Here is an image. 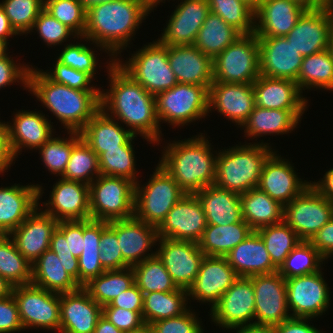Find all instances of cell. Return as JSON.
<instances>
[{
    "instance_id": "6da1fadb",
    "label": "cell",
    "mask_w": 333,
    "mask_h": 333,
    "mask_svg": "<svg viewBox=\"0 0 333 333\" xmlns=\"http://www.w3.org/2000/svg\"><path fill=\"white\" fill-rule=\"evenodd\" d=\"M106 67L110 89L100 91L101 109L128 126L133 135L139 134L149 144H159L162 132L155 96L128 75L115 59H111Z\"/></svg>"
},
{
    "instance_id": "7a4b0ae2",
    "label": "cell",
    "mask_w": 333,
    "mask_h": 333,
    "mask_svg": "<svg viewBox=\"0 0 333 333\" xmlns=\"http://www.w3.org/2000/svg\"><path fill=\"white\" fill-rule=\"evenodd\" d=\"M151 11L145 0H113L92 5L87 9L86 28L80 41L96 44L95 47H100V51L105 49L116 60Z\"/></svg>"
},
{
    "instance_id": "3957f363",
    "label": "cell",
    "mask_w": 333,
    "mask_h": 333,
    "mask_svg": "<svg viewBox=\"0 0 333 333\" xmlns=\"http://www.w3.org/2000/svg\"><path fill=\"white\" fill-rule=\"evenodd\" d=\"M32 67L28 74V91L72 132H80L101 109V90H77L50 80L43 70Z\"/></svg>"
},
{
    "instance_id": "277c9868",
    "label": "cell",
    "mask_w": 333,
    "mask_h": 333,
    "mask_svg": "<svg viewBox=\"0 0 333 333\" xmlns=\"http://www.w3.org/2000/svg\"><path fill=\"white\" fill-rule=\"evenodd\" d=\"M202 134L167 143L158 163L186 194L214 185L216 179L217 152L214 156L211 143Z\"/></svg>"
},
{
    "instance_id": "5b68a950",
    "label": "cell",
    "mask_w": 333,
    "mask_h": 333,
    "mask_svg": "<svg viewBox=\"0 0 333 333\" xmlns=\"http://www.w3.org/2000/svg\"><path fill=\"white\" fill-rule=\"evenodd\" d=\"M218 151L214 185L244 194L259 184L264 162L273 152L270 143H247Z\"/></svg>"
},
{
    "instance_id": "8992f818",
    "label": "cell",
    "mask_w": 333,
    "mask_h": 333,
    "mask_svg": "<svg viewBox=\"0 0 333 333\" xmlns=\"http://www.w3.org/2000/svg\"><path fill=\"white\" fill-rule=\"evenodd\" d=\"M139 182L135 183L134 217L158 227L186 193L159 164L145 185Z\"/></svg>"
},
{
    "instance_id": "52a82bcc",
    "label": "cell",
    "mask_w": 333,
    "mask_h": 333,
    "mask_svg": "<svg viewBox=\"0 0 333 333\" xmlns=\"http://www.w3.org/2000/svg\"><path fill=\"white\" fill-rule=\"evenodd\" d=\"M128 59L125 63L120 58L115 61L154 96L178 83L169 64L168 45H163L158 40L144 45Z\"/></svg>"
},
{
    "instance_id": "ba28073f",
    "label": "cell",
    "mask_w": 333,
    "mask_h": 333,
    "mask_svg": "<svg viewBox=\"0 0 333 333\" xmlns=\"http://www.w3.org/2000/svg\"><path fill=\"white\" fill-rule=\"evenodd\" d=\"M90 219L110 222L134 217L135 182L99 175L89 185Z\"/></svg>"
},
{
    "instance_id": "9c48e42d",
    "label": "cell",
    "mask_w": 333,
    "mask_h": 333,
    "mask_svg": "<svg viewBox=\"0 0 333 333\" xmlns=\"http://www.w3.org/2000/svg\"><path fill=\"white\" fill-rule=\"evenodd\" d=\"M260 76L255 33L242 34L213 59V82L253 83Z\"/></svg>"
},
{
    "instance_id": "30bf717a",
    "label": "cell",
    "mask_w": 333,
    "mask_h": 333,
    "mask_svg": "<svg viewBox=\"0 0 333 333\" xmlns=\"http://www.w3.org/2000/svg\"><path fill=\"white\" fill-rule=\"evenodd\" d=\"M208 97L205 86L177 83L155 96L158 120L174 127L198 121L209 113Z\"/></svg>"
},
{
    "instance_id": "8fae6325",
    "label": "cell",
    "mask_w": 333,
    "mask_h": 333,
    "mask_svg": "<svg viewBox=\"0 0 333 333\" xmlns=\"http://www.w3.org/2000/svg\"><path fill=\"white\" fill-rule=\"evenodd\" d=\"M332 217L333 202L312 184L284 206L283 220L302 241H310Z\"/></svg>"
},
{
    "instance_id": "7c38bea8",
    "label": "cell",
    "mask_w": 333,
    "mask_h": 333,
    "mask_svg": "<svg viewBox=\"0 0 333 333\" xmlns=\"http://www.w3.org/2000/svg\"><path fill=\"white\" fill-rule=\"evenodd\" d=\"M12 295L16 301L24 330L41 328L59 331L60 294L47 291L32 283L13 287Z\"/></svg>"
},
{
    "instance_id": "4fadbf2b",
    "label": "cell",
    "mask_w": 333,
    "mask_h": 333,
    "mask_svg": "<svg viewBox=\"0 0 333 333\" xmlns=\"http://www.w3.org/2000/svg\"><path fill=\"white\" fill-rule=\"evenodd\" d=\"M322 270L286 279L287 301L293 318L322 316L330 306V291Z\"/></svg>"
},
{
    "instance_id": "5bb4252c",
    "label": "cell",
    "mask_w": 333,
    "mask_h": 333,
    "mask_svg": "<svg viewBox=\"0 0 333 333\" xmlns=\"http://www.w3.org/2000/svg\"><path fill=\"white\" fill-rule=\"evenodd\" d=\"M210 310L212 322L219 328L236 330L254 324L255 298L252 280L249 277H239Z\"/></svg>"
},
{
    "instance_id": "9a60e30c",
    "label": "cell",
    "mask_w": 333,
    "mask_h": 333,
    "mask_svg": "<svg viewBox=\"0 0 333 333\" xmlns=\"http://www.w3.org/2000/svg\"><path fill=\"white\" fill-rule=\"evenodd\" d=\"M249 278L254 288L255 324L276 326L291 318L284 276L277 271Z\"/></svg>"
},
{
    "instance_id": "2e32d148",
    "label": "cell",
    "mask_w": 333,
    "mask_h": 333,
    "mask_svg": "<svg viewBox=\"0 0 333 333\" xmlns=\"http://www.w3.org/2000/svg\"><path fill=\"white\" fill-rule=\"evenodd\" d=\"M156 255L178 288L188 290L194 283L205 257L198 243L158 238Z\"/></svg>"
},
{
    "instance_id": "e0dca14e",
    "label": "cell",
    "mask_w": 333,
    "mask_h": 333,
    "mask_svg": "<svg viewBox=\"0 0 333 333\" xmlns=\"http://www.w3.org/2000/svg\"><path fill=\"white\" fill-rule=\"evenodd\" d=\"M206 216L195 194H186L168 212L157 227L158 238L198 243L205 228Z\"/></svg>"
},
{
    "instance_id": "ac0fdd59",
    "label": "cell",
    "mask_w": 333,
    "mask_h": 333,
    "mask_svg": "<svg viewBox=\"0 0 333 333\" xmlns=\"http://www.w3.org/2000/svg\"><path fill=\"white\" fill-rule=\"evenodd\" d=\"M14 115L13 124L5 122L6 144L12 161L16 160L23 148L37 150L55 136L51 121L40 110H19Z\"/></svg>"
},
{
    "instance_id": "d6986e66",
    "label": "cell",
    "mask_w": 333,
    "mask_h": 333,
    "mask_svg": "<svg viewBox=\"0 0 333 333\" xmlns=\"http://www.w3.org/2000/svg\"><path fill=\"white\" fill-rule=\"evenodd\" d=\"M332 24L333 12L324 6L305 10L285 37L301 56H309L328 49Z\"/></svg>"
},
{
    "instance_id": "ffe728a7",
    "label": "cell",
    "mask_w": 333,
    "mask_h": 333,
    "mask_svg": "<svg viewBox=\"0 0 333 333\" xmlns=\"http://www.w3.org/2000/svg\"><path fill=\"white\" fill-rule=\"evenodd\" d=\"M276 152L273 151L264 162L257 187L285 206L302 193L311 181H302L290 161L282 159Z\"/></svg>"
},
{
    "instance_id": "44dd1931",
    "label": "cell",
    "mask_w": 333,
    "mask_h": 333,
    "mask_svg": "<svg viewBox=\"0 0 333 333\" xmlns=\"http://www.w3.org/2000/svg\"><path fill=\"white\" fill-rule=\"evenodd\" d=\"M260 75L297 81L303 56L286 37H258Z\"/></svg>"
},
{
    "instance_id": "7402d4cb",
    "label": "cell",
    "mask_w": 333,
    "mask_h": 333,
    "mask_svg": "<svg viewBox=\"0 0 333 333\" xmlns=\"http://www.w3.org/2000/svg\"><path fill=\"white\" fill-rule=\"evenodd\" d=\"M157 40L163 45H193L210 8L207 0H181Z\"/></svg>"
},
{
    "instance_id": "603a6c76",
    "label": "cell",
    "mask_w": 333,
    "mask_h": 333,
    "mask_svg": "<svg viewBox=\"0 0 333 333\" xmlns=\"http://www.w3.org/2000/svg\"><path fill=\"white\" fill-rule=\"evenodd\" d=\"M50 191V199L43 202V210L59 221L90 219L89 185L58 178ZM49 205V206H48Z\"/></svg>"
},
{
    "instance_id": "cb8c5ba5",
    "label": "cell",
    "mask_w": 333,
    "mask_h": 333,
    "mask_svg": "<svg viewBox=\"0 0 333 333\" xmlns=\"http://www.w3.org/2000/svg\"><path fill=\"white\" fill-rule=\"evenodd\" d=\"M238 278L225 257L205 256L194 283L187 290L188 297L204 304L209 302L212 308Z\"/></svg>"
},
{
    "instance_id": "d4e9b609",
    "label": "cell",
    "mask_w": 333,
    "mask_h": 333,
    "mask_svg": "<svg viewBox=\"0 0 333 333\" xmlns=\"http://www.w3.org/2000/svg\"><path fill=\"white\" fill-rule=\"evenodd\" d=\"M254 107L253 83L213 82L209 87V112L215 108L238 127L246 122Z\"/></svg>"
},
{
    "instance_id": "484cf974",
    "label": "cell",
    "mask_w": 333,
    "mask_h": 333,
    "mask_svg": "<svg viewBox=\"0 0 333 333\" xmlns=\"http://www.w3.org/2000/svg\"><path fill=\"white\" fill-rule=\"evenodd\" d=\"M108 226L117 234L123 259L131 267L156 255V251L151 252V247L156 246L158 240L157 227L136 217L113 220Z\"/></svg>"
},
{
    "instance_id": "4316f807",
    "label": "cell",
    "mask_w": 333,
    "mask_h": 333,
    "mask_svg": "<svg viewBox=\"0 0 333 333\" xmlns=\"http://www.w3.org/2000/svg\"><path fill=\"white\" fill-rule=\"evenodd\" d=\"M101 316L102 306L82 286L60 294V333H93Z\"/></svg>"
},
{
    "instance_id": "83f0119b",
    "label": "cell",
    "mask_w": 333,
    "mask_h": 333,
    "mask_svg": "<svg viewBox=\"0 0 333 333\" xmlns=\"http://www.w3.org/2000/svg\"><path fill=\"white\" fill-rule=\"evenodd\" d=\"M39 184H14L0 188V234L9 235L39 205L44 193Z\"/></svg>"
},
{
    "instance_id": "f1b7e54d",
    "label": "cell",
    "mask_w": 333,
    "mask_h": 333,
    "mask_svg": "<svg viewBox=\"0 0 333 333\" xmlns=\"http://www.w3.org/2000/svg\"><path fill=\"white\" fill-rule=\"evenodd\" d=\"M40 209L37 207L9 234L18 251L30 263H34L49 249L52 234L58 225L56 219Z\"/></svg>"
},
{
    "instance_id": "f546056e",
    "label": "cell",
    "mask_w": 333,
    "mask_h": 333,
    "mask_svg": "<svg viewBox=\"0 0 333 333\" xmlns=\"http://www.w3.org/2000/svg\"><path fill=\"white\" fill-rule=\"evenodd\" d=\"M168 60L178 83L205 86L213 83V59L194 45H168Z\"/></svg>"
},
{
    "instance_id": "4dcf8cb0",
    "label": "cell",
    "mask_w": 333,
    "mask_h": 333,
    "mask_svg": "<svg viewBox=\"0 0 333 333\" xmlns=\"http://www.w3.org/2000/svg\"><path fill=\"white\" fill-rule=\"evenodd\" d=\"M305 10L290 0H262L254 13V33L257 37H285Z\"/></svg>"
},
{
    "instance_id": "1f68e13d",
    "label": "cell",
    "mask_w": 333,
    "mask_h": 333,
    "mask_svg": "<svg viewBox=\"0 0 333 333\" xmlns=\"http://www.w3.org/2000/svg\"><path fill=\"white\" fill-rule=\"evenodd\" d=\"M255 106L265 109L306 110L308 100L297 82L260 75L253 82Z\"/></svg>"
},
{
    "instance_id": "d6a6232c",
    "label": "cell",
    "mask_w": 333,
    "mask_h": 333,
    "mask_svg": "<svg viewBox=\"0 0 333 333\" xmlns=\"http://www.w3.org/2000/svg\"><path fill=\"white\" fill-rule=\"evenodd\" d=\"M82 140L99 156L113 149H124L135 137L100 109L79 132Z\"/></svg>"
},
{
    "instance_id": "836d02e7",
    "label": "cell",
    "mask_w": 333,
    "mask_h": 333,
    "mask_svg": "<svg viewBox=\"0 0 333 333\" xmlns=\"http://www.w3.org/2000/svg\"><path fill=\"white\" fill-rule=\"evenodd\" d=\"M225 258L239 277L271 274L278 271L271 261L264 241L256 231L234 247Z\"/></svg>"
},
{
    "instance_id": "e575fe53",
    "label": "cell",
    "mask_w": 333,
    "mask_h": 333,
    "mask_svg": "<svg viewBox=\"0 0 333 333\" xmlns=\"http://www.w3.org/2000/svg\"><path fill=\"white\" fill-rule=\"evenodd\" d=\"M306 110L265 109L255 106L241 126L245 137L254 139L263 135H282L293 131ZM245 127V128H244ZM290 131V132H289Z\"/></svg>"
},
{
    "instance_id": "d590c367",
    "label": "cell",
    "mask_w": 333,
    "mask_h": 333,
    "mask_svg": "<svg viewBox=\"0 0 333 333\" xmlns=\"http://www.w3.org/2000/svg\"><path fill=\"white\" fill-rule=\"evenodd\" d=\"M195 195L202 205L207 225H230L242 220L239 194L210 185Z\"/></svg>"
},
{
    "instance_id": "8d00e7d4",
    "label": "cell",
    "mask_w": 333,
    "mask_h": 333,
    "mask_svg": "<svg viewBox=\"0 0 333 333\" xmlns=\"http://www.w3.org/2000/svg\"><path fill=\"white\" fill-rule=\"evenodd\" d=\"M49 249L56 253L65 271L79 283L78 258L83 250V220L59 221Z\"/></svg>"
},
{
    "instance_id": "74e56055",
    "label": "cell",
    "mask_w": 333,
    "mask_h": 333,
    "mask_svg": "<svg viewBox=\"0 0 333 333\" xmlns=\"http://www.w3.org/2000/svg\"><path fill=\"white\" fill-rule=\"evenodd\" d=\"M61 259L50 249L32 263L31 283L55 293H67L79 289V283L65 271Z\"/></svg>"
},
{
    "instance_id": "f35d334b",
    "label": "cell",
    "mask_w": 333,
    "mask_h": 333,
    "mask_svg": "<svg viewBox=\"0 0 333 333\" xmlns=\"http://www.w3.org/2000/svg\"><path fill=\"white\" fill-rule=\"evenodd\" d=\"M242 219L254 230L283 221L284 206L259 189L240 194Z\"/></svg>"
},
{
    "instance_id": "ab89813d",
    "label": "cell",
    "mask_w": 333,
    "mask_h": 333,
    "mask_svg": "<svg viewBox=\"0 0 333 333\" xmlns=\"http://www.w3.org/2000/svg\"><path fill=\"white\" fill-rule=\"evenodd\" d=\"M253 231L243 219L230 225H207L198 246L205 256L225 257Z\"/></svg>"
},
{
    "instance_id": "60d3db41",
    "label": "cell",
    "mask_w": 333,
    "mask_h": 333,
    "mask_svg": "<svg viewBox=\"0 0 333 333\" xmlns=\"http://www.w3.org/2000/svg\"><path fill=\"white\" fill-rule=\"evenodd\" d=\"M188 292L185 289L170 292H151L143 296L142 317L146 325L150 326L158 320L177 317L186 312Z\"/></svg>"
},
{
    "instance_id": "b9f144b4",
    "label": "cell",
    "mask_w": 333,
    "mask_h": 333,
    "mask_svg": "<svg viewBox=\"0 0 333 333\" xmlns=\"http://www.w3.org/2000/svg\"><path fill=\"white\" fill-rule=\"evenodd\" d=\"M242 34L210 11L198 31L194 46L214 59Z\"/></svg>"
},
{
    "instance_id": "7bdbcfd3",
    "label": "cell",
    "mask_w": 333,
    "mask_h": 333,
    "mask_svg": "<svg viewBox=\"0 0 333 333\" xmlns=\"http://www.w3.org/2000/svg\"><path fill=\"white\" fill-rule=\"evenodd\" d=\"M134 284V271L132 267H126L123 269L105 270L99 276L91 278L82 287L92 299L103 307Z\"/></svg>"
},
{
    "instance_id": "ee69618b",
    "label": "cell",
    "mask_w": 333,
    "mask_h": 333,
    "mask_svg": "<svg viewBox=\"0 0 333 333\" xmlns=\"http://www.w3.org/2000/svg\"><path fill=\"white\" fill-rule=\"evenodd\" d=\"M296 82L302 93L310 88L333 91V57L329 49L304 56Z\"/></svg>"
},
{
    "instance_id": "f6af8a7d",
    "label": "cell",
    "mask_w": 333,
    "mask_h": 333,
    "mask_svg": "<svg viewBox=\"0 0 333 333\" xmlns=\"http://www.w3.org/2000/svg\"><path fill=\"white\" fill-rule=\"evenodd\" d=\"M0 276L13 286L31 283L32 263L18 251L10 235L0 234Z\"/></svg>"
},
{
    "instance_id": "bcb514c9",
    "label": "cell",
    "mask_w": 333,
    "mask_h": 333,
    "mask_svg": "<svg viewBox=\"0 0 333 333\" xmlns=\"http://www.w3.org/2000/svg\"><path fill=\"white\" fill-rule=\"evenodd\" d=\"M256 232L264 241L271 261L278 269L289 253L302 241L284 220L261 227Z\"/></svg>"
},
{
    "instance_id": "7dc6e473",
    "label": "cell",
    "mask_w": 333,
    "mask_h": 333,
    "mask_svg": "<svg viewBox=\"0 0 333 333\" xmlns=\"http://www.w3.org/2000/svg\"><path fill=\"white\" fill-rule=\"evenodd\" d=\"M135 284L145 293L170 292L179 288L157 255L132 266Z\"/></svg>"
},
{
    "instance_id": "c3c4849f",
    "label": "cell",
    "mask_w": 333,
    "mask_h": 333,
    "mask_svg": "<svg viewBox=\"0 0 333 333\" xmlns=\"http://www.w3.org/2000/svg\"><path fill=\"white\" fill-rule=\"evenodd\" d=\"M99 175L98 155L81 139L73 147L61 178L90 185Z\"/></svg>"
},
{
    "instance_id": "681fc988",
    "label": "cell",
    "mask_w": 333,
    "mask_h": 333,
    "mask_svg": "<svg viewBox=\"0 0 333 333\" xmlns=\"http://www.w3.org/2000/svg\"><path fill=\"white\" fill-rule=\"evenodd\" d=\"M323 261L325 259L309 241H301L286 257L278 272L285 279L309 275L320 271Z\"/></svg>"
},
{
    "instance_id": "f907efd6",
    "label": "cell",
    "mask_w": 333,
    "mask_h": 333,
    "mask_svg": "<svg viewBox=\"0 0 333 333\" xmlns=\"http://www.w3.org/2000/svg\"><path fill=\"white\" fill-rule=\"evenodd\" d=\"M67 134H69L68 138L52 136L43 146L37 149L48 171L60 177L64 174L73 147L82 139L79 132L68 131Z\"/></svg>"
},
{
    "instance_id": "816d5d0a",
    "label": "cell",
    "mask_w": 333,
    "mask_h": 333,
    "mask_svg": "<svg viewBox=\"0 0 333 333\" xmlns=\"http://www.w3.org/2000/svg\"><path fill=\"white\" fill-rule=\"evenodd\" d=\"M210 11L241 34L255 31V12L240 0H207Z\"/></svg>"
},
{
    "instance_id": "f5cc1de1",
    "label": "cell",
    "mask_w": 333,
    "mask_h": 333,
    "mask_svg": "<svg viewBox=\"0 0 333 333\" xmlns=\"http://www.w3.org/2000/svg\"><path fill=\"white\" fill-rule=\"evenodd\" d=\"M131 141L124 149H113L98 156L101 175L124 177L137 183L135 151Z\"/></svg>"
},
{
    "instance_id": "db71d44e",
    "label": "cell",
    "mask_w": 333,
    "mask_h": 333,
    "mask_svg": "<svg viewBox=\"0 0 333 333\" xmlns=\"http://www.w3.org/2000/svg\"><path fill=\"white\" fill-rule=\"evenodd\" d=\"M1 8L14 31L19 34H27L32 31L35 20L44 9L43 0H3Z\"/></svg>"
},
{
    "instance_id": "11a10c76",
    "label": "cell",
    "mask_w": 333,
    "mask_h": 333,
    "mask_svg": "<svg viewBox=\"0 0 333 333\" xmlns=\"http://www.w3.org/2000/svg\"><path fill=\"white\" fill-rule=\"evenodd\" d=\"M44 9L54 18L83 37L86 28L87 9L79 0H46Z\"/></svg>"
},
{
    "instance_id": "9f6ffc18",
    "label": "cell",
    "mask_w": 333,
    "mask_h": 333,
    "mask_svg": "<svg viewBox=\"0 0 333 333\" xmlns=\"http://www.w3.org/2000/svg\"><path fill=\"white\" fill-rule=\"evenodd\" d=\"M38 32L39 37L50 47L61 45L68 38H79L78 35L65 24L54 18L48 11L43 9L34 22L32 30ZM77 38H76V37Z\"/></svg>"
},
{
    "instance_id": "6f0895ef",
    "label": "cell",
    "mask_w": 333,
    "mask_h": 333,
    "mask_svg": "<svg viewBox=\"0 0 333 333\" xmlns=\"http://www.w3.org/2000/svg\"><path fill=\"white\" fill-rule=\"evenodd\" d=\"M56 58L66 66L87 73L92 79L96 74L97 55L83 43L67 44ZM96 55V56H95Z\"/></svg>"
},
{
    "instance_id": "680465c9",
    "label": "cell",
    "mask_w": 333,
    "mask_h": 333,
    "mask_svg": "<svg viewBox=\"0 0 333 333\" xmlns=\"http://www.w3.org/2000/svg\"><path fill=\"white\" fill-rule=\"evenodd\" d=\"M53 67L54 68L50 69V72H48L49 70H46V72L43 71V73L55 83L66 85L77 90H101L100 88L91 85L93 79L85 72L66 66L58 60L55 61Z\"/></svg>"
},
{
    "instance_id": "91938a15",
    "label": "cell",
    "mask_w": 333,
    "mask_h": 333,
    "mask_svg": "<svg viewBox=\"0 0 333 333\" xmlns=\"http://www.w3.org/2000/svg\"><path fill=\"white\" fill-rule=\"evenodd\" d=\"M196 315L188 309L180 316L153 322L150 328L152 333H204Z\"/></svg>"
},
{
    "instance_id": "94428289",
    "label": "cell",
    "mask_w": 333,
    "mask_h": 333,
    "mask_svg": "<svg viewBox=\"0 0 333 333\" xmlns=\"http://www.w3.org/2000/svg\"><path fill=\"white\" fill-rule=\"evenodd\" d=\"M100 262L105 270L131 267L122 256L117 234L107 226L100 237Z\"/></svg>"
},
{
    "instance_id": "6125c7cd",
    "label": "cell",
    "mask_w": 333,
    "mask_h": 333,
    "mask_svg": "<svg viewBox=\"0 0 333 333\" xmlns=\"http://www.w3.org/2000/svg\"><path fill=\"white\" fill-rule=\"evenodd\" d=\"M102 315L123 332H134L146 326L142 311H131L119 307H102Z\"/></svg>"
},
{
    "instance_id": "be15d7a7",
    "label": "cell",
    "mask_w": 333,
    "mask_h": 333,
    "mask_svg": "<svg viewBox=\"0 0 333 333\" xmlns=\"http://www.w3.org/2000/svg\"><path fill=\"white\" fill-rule=\"evenodd\" d=\"M18 63L9 55L0 59V89L1 87L10 86L14 82H20L24 88H28V74L31 67ZM20 80V81H19Z\"/></svg>"
},
{
    "instance_id": "e7e4bbea",
    "label": "cell",
    "mask_w": 333,
    "mask_h": 333,
    "mask_svg": "<svg viewBox=\"0 0 333 333\" xmlns=\"http://www.w3.org/2000/svg\"><path fill=\"white\" fill-rule=\"evenodd\" d=\"M24 330L14 296L0 299V333Z\"/></svg>"
},
{
    "instance_id": "03108f58",
    "label": "cell",
    "mask_w": 333,
    "mask_h": 333,
    "mask_svg": "<svg viewBox=\"0 0 333 333\" xmlns=\"http://www.w3.org/2000/svg\"><path fill=\"white\" fill-rule=\"evenodd\" d=\"M100 254L101 250L82 251L78 258L80 286H83L91 278L97 277L105 271L99 259Z\"/></svg>"
},
{
    "instance_id": "003e7915",
    "label": "cell",
    "mask_w": 333,
    "mask_h": 333,
    "mask_svg": "<svg viewBox=\"0 0 333 333\" xmlns=\"http://www.w3.org/2000/svg\"><path fill=\"white\" fill-rule=\"evenodd\" d=\"M143 296V292L138 288L136 284H134L128 290L120 293L109 304L103 307H119L131 311H142Z\"/></svg>"
},
{
    "instance_id": "a7ac6f4b",
    "label": "cell",
    "mask_w": 333,
    "mask_h": 333,
    "mask_svg": "<svg viewBox=\"0 0 333 333\" xmlns=\"http://www.w3.org/2000/svg\"><path fill=\"white\" fill-rule=\"evenodd\" d=\"M108 226L106 221L83 220V250H100L102 231Z\"/></svg>"
},
{
    "instance_id": "89a4df30",
    "label": "cell",
    "mask_w": 333,
    "mask_h": 333,
    "mask_svg": "<svg viewBox=\"0 0 333 333\" xmlns=\"http://www.w3.org/2000/svg\"><path fill=\"white\" fill-rule=\"evenodd\" d=\"M327 260L333 256V217L309 241Z\"/></svg>"
},
{
    "instance_id": "2644e50d",
    "label": "cell",
    "mask_w": 333,
    "mask_h": 333,
    "mask_svg": "<svg viewBox=\"0 0 333 333\" xmlns=\"http://www.w3.org/2000/svg\"><path fill=\"white\" fill-rule=\"evenodd\" d=\"M309 320L311 321V318L291 317L275 326L276 333H323L313 325L311 326Z\"/></svg>"
},
{
    "instance_id": "8c879c8a",
    "label": "cell",
    "mask_w": 333,
    "mask_h": 333,
    "mask_svg": "<svg viewBox=\"0 0 333 333\" xmlns=\"http://www.w3.org/2000/svg\"><path fill=\"white\" fill-rule=\"evenodd\" d=\"M12 163L15 161H12L7 149L5 123L0 121V174L6 172Z\"/></svg>"
},
{
    "instance_id": "753ad0ef",
    "label": "cell",
    "mask_w": 333,
    "mask_h": 333,
    "mask_svg": "<svg viewBox=\"0 0 333 333\" xmlns=\"http://www.w3.org/2000/svg\"><path fill=\"white\" fill-rule=\"evenodd\" d=\"M324 197L333 202V168L320 181L311 183Z\"/></svg>"
},
{
    "instance_id": "34e18365",
    "label": "cell",
    "mask_w": 333,
    "mask_h": 333,
    "mask_svg": "<svg viewBox=\"0 0 333 333\" xmlns=\"http://www.w3.org/2000/svg\"><path fill=\"white\" fill-rule=\"evenodd\" d=\"M14 35H18L11 27L9 19L7 18L5 11L0 6V39L9 41L8 38Z\"/></svg>"
},
{
    "instance_id": "11e5206c",
    "label": "cell",
    "mask_w": 333,
    "mask_h": 333,
    "mask_svg": "<svg viewBox=\"0 0 333 333\" xmlns=\"http://www.w3.org/2000/svg\"><path fill=\"white\" fill-rule=\"evenodd\" d=\"M237 333H276L275 326L262 324H248L236 329Z\"/></svg>"
},
{
    "instance_id": "2a66077c",
    "label": "cell",
    "mask_w": 333,
    "mask_h": 333,
    "mask_svg": "<svg viewBox=\"0 0 333 333\" xmlns=\"http://www.w3.org/2000/svg\"><path fill=\"white\" fill-rule=\"evenodd\" d=\"M93 333H124L112 324L105 316L98 319L97 325Z\"/></svg>"
},
{
    "instance_id": "b9fcfbb0",
    "label": "cell",
    "mask_w": 333,
    "mask_h": 333,
    "mask_svg": "<svg viewBox=\"0 0 333 333\" xmlns=\"http://www.w3.org/2000/svg\"><path fill=\"white\" fill-rule=\"evenodd\" d=\"M296 2L306 10L317 9L323 6L324 0H290Z\"/></svg>"
},
{
    "instance_id": "09005b40",
    "label": "cell",
    "mask_w": 333,
    "mask_h": 333,
    "mask_svg": "<svg viewBox=\"0 0 333 333\" xmlns=\"http://www.w3.org/2000/svg\"><path fill=\"white\" fill-rule=\"evenodd\" d=\"M13 287L14 286L11 283L0 276V299L9 297L12 294Z\"/></svg>"
},
{
    "instance_id": "979ff035",
    "label": "cell",
    "mask_w": 333,
    "mask_h": 333,
    "mask_svg": "<svg viewBox=\"0 0 333 333\" xmlns=\"http://www.w3.org/2000/svg\"><path fill=\"white\" fill-rule=\"evenodd\" d=\"M82 5L88 9L89 7H91L92 5H95V4H101V3H106V2H110V1H113V0H79Z\"/></svg>"
},
{
    "instance_id": "deb4b68c",
    "label": "cell",
    "mask_w": 333,
    "mask_h": 333,
    "mask_svg": "<svg viewBox=\"0 0 333 333\" xmlns=\"http://www.w3.org/2000/svg\"><path fill=\"white\" fill-rule=\"evenodd\" d=\"M8 45H9V42L0 39V59H2L8 55V53H7Z\"/></svg>"
},
{
    "instance_id": "67dfc351",
    "label": "cell",
    "mask_w": 333,
    "mask_h": 333,
    "mask_svg": "<svg viewBox=\"0 0 333 333\" xmlns=\"http://www.w3.org/2000/svg\"><path fill=\"white\" fill-rule=\"evenodd\" d=\"M240 1L245 3L255 12L262 0H240Z\"/></svg>"
},
{
    "instance_id": "b62a3aed",
    "label": "cell",
    "mask_w": 333,
    "mask_h": 333,
    "mask_svg": "<svg viewBox=\"0 0 333 333\" xmlns=\"http://www.w3.org/2000/svg\"><path fill=\"white\" fill-rule=\"evenodd\" d=\"M163 1L165 0H145L146 4L150 7L151 10L154 9V7H157V5Z\"/></svg>"
},
{
    "instance_id": "603ad722",
    "label": "cell",
    "mask_w": 333,
    "mask_h": 333,
    "mask_svg": "<svg viewBox=\"0 0 333 333\" xmlns=\"http://www.w3.org/2000/svg\"><path fill=\"white\" fill-rule=\"evenodd\" d=\"M328 49L331 52L332 57H333V24H332V27H331V30H330Z\"/></svg>"
},
{
    "instance_id": "5803f987",
    "label": "cell",
    "mask_w": 333,
    "mask_h": 333,
    "mask_svg": "<svg viewBox=\"0 0 333 333\" xmlns=\"http://www.w3.org/2000/svg\"><path fill=\"white\" fill-rule=\"evenodd\" d=\"M124 333H152L150 326L146 325L142 329L134 332H124Z\"/></svg>"
}]
</instances>
